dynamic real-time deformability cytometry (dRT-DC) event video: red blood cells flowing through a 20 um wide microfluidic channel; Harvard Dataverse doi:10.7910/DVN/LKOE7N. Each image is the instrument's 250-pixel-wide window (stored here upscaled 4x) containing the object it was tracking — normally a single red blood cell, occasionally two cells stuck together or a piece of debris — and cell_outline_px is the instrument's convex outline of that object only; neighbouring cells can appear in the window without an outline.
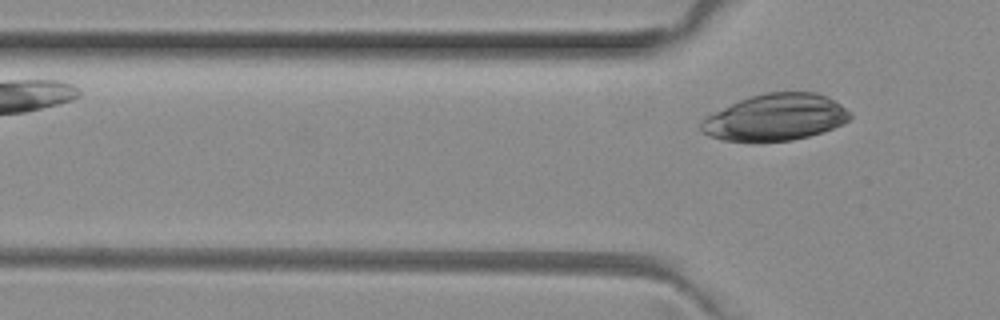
{"species": "common noctule bat (a hibernating species)", "species_latin": "Nyctalus noctula", "temperature_condition": "room temperature", "stored_images_in_passage": 3, "camera_frame_rate_fps": 3000, "um_per_image_px": 0.085, "animal": {"sex": "female", "body_mass_g": 29.2, "forearm_length_mm": 56.3}, "frame": {"image": 1, "passage_image": 3, "time_ms": 0.667, "image_size_px": [1000, 320], "cell_outline_px": [[852, 116], [848, 120], [832, 128], [808, 136], [792, 140], [724, 140], [708, 136], [700, 132], [700, 120], [704, 116], [740, 100], [764, 92], [816, 92], [828, 96], [852, 112]], "centroid_in_image_um": [65.89, 9.95], "position_along_channel_um": 59.9, "area_um2": 40.17}}